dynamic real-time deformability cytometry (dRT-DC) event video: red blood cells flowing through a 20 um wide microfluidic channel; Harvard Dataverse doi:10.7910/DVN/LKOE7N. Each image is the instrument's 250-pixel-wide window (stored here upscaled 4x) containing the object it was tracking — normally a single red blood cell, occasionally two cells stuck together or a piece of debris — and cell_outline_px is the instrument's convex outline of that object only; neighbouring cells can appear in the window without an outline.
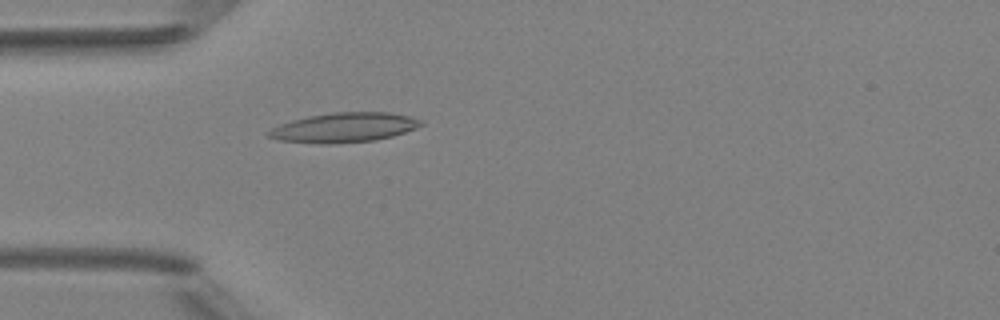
{"species": "Egyptian fruit bat (a non-hibernating species)", "species_latin": "Rousettus aegyptiacus", "temperature_condition": "room temperature", "stored_images_in_passage": 49, "camera_frame_rate_fps": 3000, "um_per_image_px": 0.085, "animal": {"sex": "female"}, "frame": {"image": 1, "passage_image": 15, "time_ms": 4.667, "image_size_px": [1000, 320], "cell_outline_px": [[424, 124], [416, 128], [392, 136], [376, 140], [328, 144], [320, 144], [280, 140], [268, 136], [264, 132], [280, 124], [292, 120], [308, 116], [332, 112], [392, 112], [424, 120]], "centroid_in_image_um": [29.25, 10.83], "position_along_channel_um": 55.7, "area_um2": 26.41}}
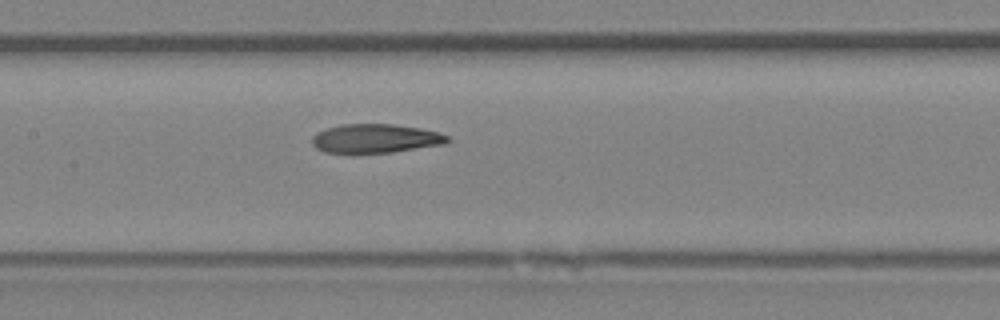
{"frame": {"image": 2, "passage_image": 24, "time_ms": 7.667, "image_size_px": [1000, 320], "cell_outline_px": [[452, 140], [444, 144], [392, 152], [352, 156], [324, 152], [316, 148], [312, 144], [312, 136], [316, 132], [328, 128], [344, 124], [392, 124], [420, 128], [440, 132], [448, 136]], "centroid_in_image_um": [31.87, 11.81], "position_along_channel_um": 175.5, "area_um2": 23.64}}
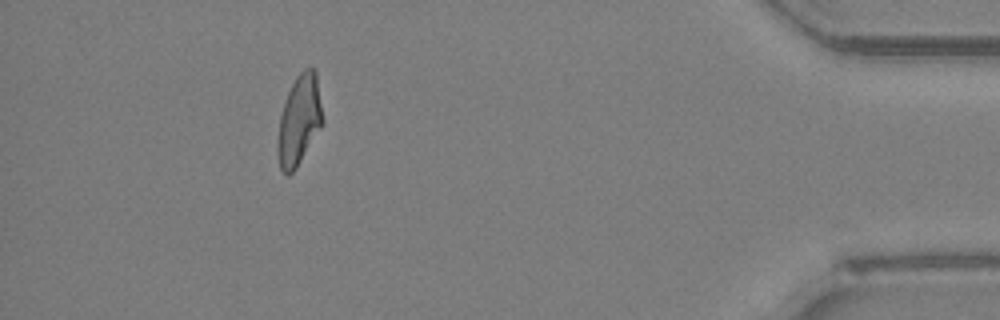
{"frame": {"image": 3, "passage_image": 45, "time_ms": 14.667, "image_size_px": [1000, 320], "cell_outline_px": [[324, 120], [320, 128], [296, 168], [288, 176], [280, 168], [276, 152], [276, 144], [280, 116], [288, 92], [296, 76], [304, 68], [312, 68], [316, 72]], "centroid_in_image_um": [25.42, 10.23], "position_along_channel_um": 409.8, "area_um2": 23.47}, "authors_computed_cell_mechanics": {"area_um2": 23.8136, "velocity_mm_per_s": 4.1748, "shape_relaxation_time_tau1_ms": null, "shape_relaxation_time_tau2_ms": 2.6803, "deformation_change_tau1": null, "deformation_change_tau2": 0.1062}}